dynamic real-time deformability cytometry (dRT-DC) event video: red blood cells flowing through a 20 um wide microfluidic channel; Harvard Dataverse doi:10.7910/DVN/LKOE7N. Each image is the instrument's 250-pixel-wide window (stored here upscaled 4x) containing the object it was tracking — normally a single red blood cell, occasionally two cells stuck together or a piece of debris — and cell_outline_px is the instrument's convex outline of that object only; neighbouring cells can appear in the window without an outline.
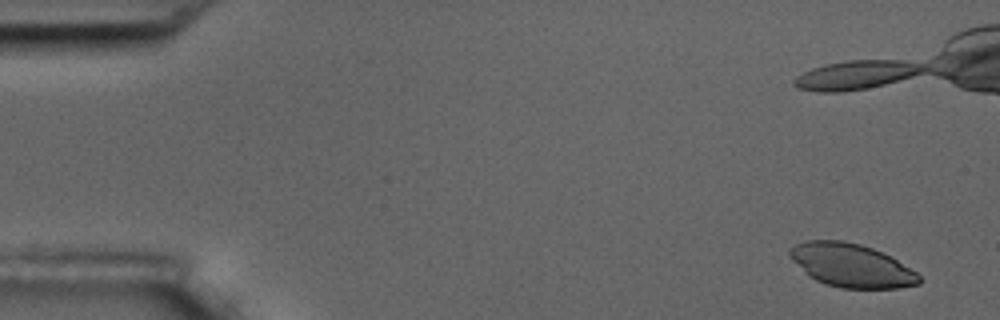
{"species": "common noctule bat (a hibernating species)", "species_latin": "Nyctalus noctula", "temperature_condition": "room temperature", "stored_images_in_passage": 5, "camera_frame_rate_fps": 3000, "um_per_image_px": 0.085, "animal": {"sex": "male", "body_mass_g": 17.5, "forearm_length_mm": 52.3}, "frame": {"image": 1, "passage_image": 1, "time_ms": 0.0, "image_size_px": [1000, 320], "cell_outline_px": [[920, 284], [896, 288], [840, 288], [824, 284], [808, 276], [788, 256], [788, 248], [796, 244], [808, 240], [844, 240], [860, 244], [872, 248], [896, 260], [916, 272], [920, 276]], "centroid_in_image_um": [72.31, 22.56], "position_along_channel_um": 12.7, "area_um2": 32.66}}